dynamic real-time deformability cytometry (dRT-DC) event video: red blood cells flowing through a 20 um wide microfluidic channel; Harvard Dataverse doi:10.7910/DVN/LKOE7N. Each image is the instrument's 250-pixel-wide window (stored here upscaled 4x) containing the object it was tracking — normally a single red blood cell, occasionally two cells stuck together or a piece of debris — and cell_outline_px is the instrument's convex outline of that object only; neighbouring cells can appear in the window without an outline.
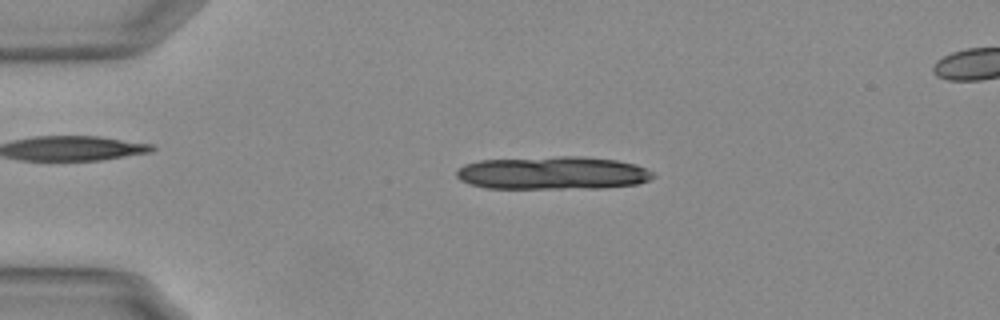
{"species": "Egyptian fruit bat (a non-hibernating species)", "species_latin": "Rousettus aegyptiacus", "temperature_condition": "warm", "stored_images_in_passage": 17, "camera_frame_rate_fps": 3000, "um_per_image_px": 0.085, "animal": {"sex": "female"}, "frame": {"image": 1, "passage_image": 3, "time_ms": 0.667, "image_size_px": [1000, 320], "cell_outline_px": [[656, 176], [648, 180], [636, 184], [604, 188], [488, 188], [468, 184], [460, 180], [456, 176], [456, 172], [464, 164], [480, 160], [556, 156], [580, 156], [616, 160], [636, 164], [652, 172]], "centroid_in_image_um": [46.97, 14.7], "position_along_channel_um": 38.0, "area_um2": 37.97}}
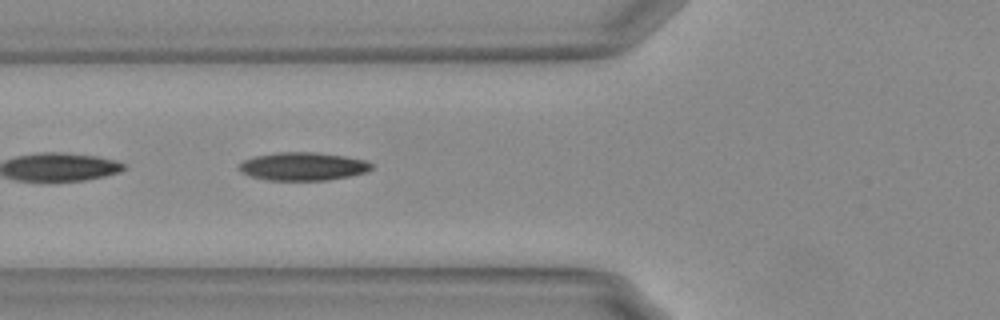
{"frame": {"image": 2, "passage_image": 12, "time_ms": 3.667, "image_size_px": [1000, 320], "cell_outline_px": [[372, 168], [368, 172], [328, 180], [268, 180], [252, 176], [240, 172], [240, 164], [244, 160], [252, 156], [276, 152], [320, 152], [344, 156], [364, 160], [372, 164]], "centroid_in_image_um": [25.75, 14.13], "position_along_channel_um": 100.0, "area_um2": 21.73}}